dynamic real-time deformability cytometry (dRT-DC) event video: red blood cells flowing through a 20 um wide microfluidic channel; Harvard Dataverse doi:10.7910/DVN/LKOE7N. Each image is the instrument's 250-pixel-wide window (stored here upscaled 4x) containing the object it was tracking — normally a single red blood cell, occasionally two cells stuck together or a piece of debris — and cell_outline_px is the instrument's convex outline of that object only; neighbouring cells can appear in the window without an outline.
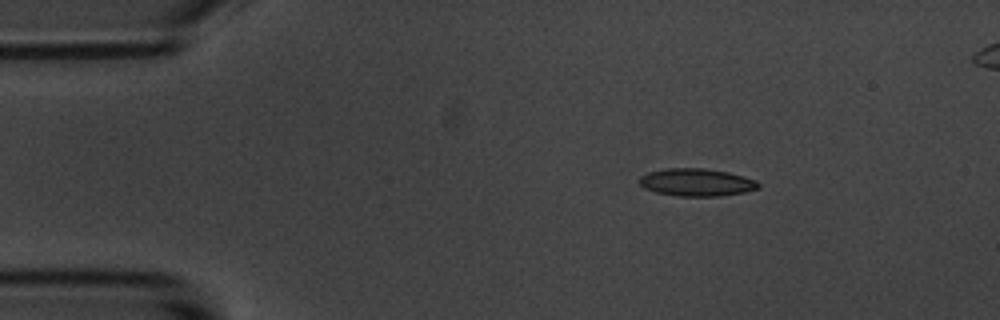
{"species": "common noctule bat (a hibernating species)", "species_latin": "Nyctalus noctula", "temperature_condition": "room temperature", "stored_images_in_passage": 3, "camera_frame_rate_fps": 3000, "um_per_image_px": 0.085, "animal": {"sex": "male", "body_mass_g": 20.1, "forearm_length_mm": 53.5}, "frame": {"image": 1, "passage_image": 1, "time_ms": 0.0, "image_size_px": [1000, 320], "cell_outline_px": [[760, 188], [744, 192], [720, 196], [680, 196], [656, 192], [644, 188], [640, 184], [640, 176], [648, 172], [668, 168], [704, 168], [728, 172], [744, 176], [756, 180], [760, 184]], "centroid_in_image_um": [59.23, 15.49], "position_along_channel_um": 25.8, "area_um2": 19.13}}